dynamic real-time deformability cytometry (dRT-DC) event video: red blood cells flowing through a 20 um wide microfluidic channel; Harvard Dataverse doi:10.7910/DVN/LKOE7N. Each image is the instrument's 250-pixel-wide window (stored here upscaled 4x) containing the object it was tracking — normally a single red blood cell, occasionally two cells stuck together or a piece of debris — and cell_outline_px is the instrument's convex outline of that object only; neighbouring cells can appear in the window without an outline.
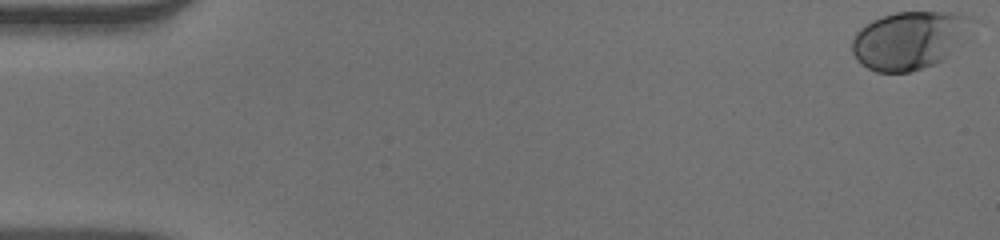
{"species": "human", "species_latin": "Homo sapiens", "temperature_condition": "warm", "stored_images_in_passage": 54, "camera_frame_rate_fps": 3000, "um_per_image_px": 0.085, "donor": {"sex": "male"}, "frame": {"image": 1, "passage_image": 1, "time_ms": 0.0, "image_size_px": [1000, 240], "cell_outline_px": [[976, 20], [968, 40], [964, 44], [944, 60], [936, 64], [908, 72], [876, 72], [860, 64], [856, 60], [852, 52], [852, 40], [856, 32], [860, 28], [872, 20], [896, 12], [948, 12], [972, 16]], "centroid_in_image_um": [77.39, 3.42], "position_along_channel_um": 7.6, "area_um2": 41.5}}
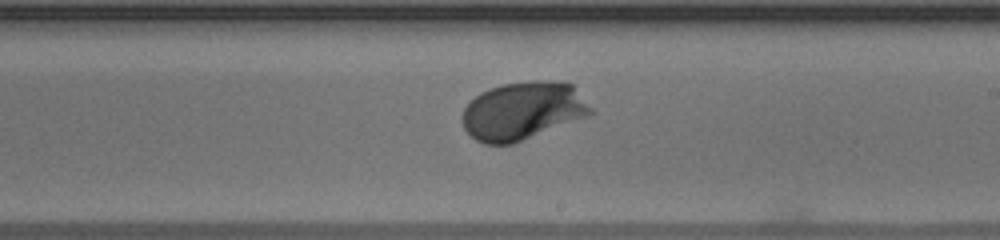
{"frame": {"image": 2, "passage_image": 32, "time_ms": 10.333, "image_size_px": [1000, 240], "cell_outline_px": [[596, 112], [588, 116], [512, 144], [484, 144], [476, 140], [464, 128], [460, 116], [464, 108], [480, 92], [488, 88], [504, 84], [528, 80], [556, 80], [572, 84]], "centroid_in_image_um": [44.44, 9.4], "position_along_channel_um": 244.6, "area_um2": 43.64}}
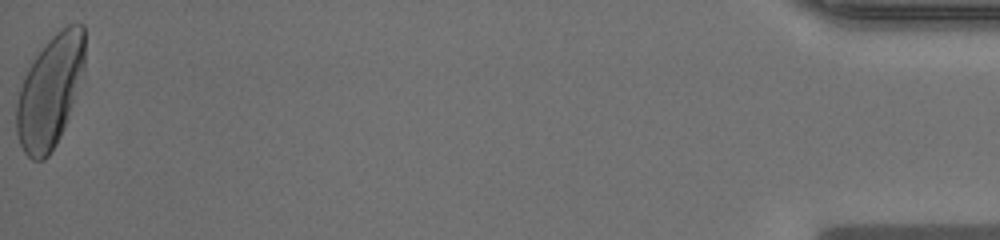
{"frame": {"image": 3, "passage_image": 54, "time_ms": 17.667, "image_size_px": [1000, 240], "cell_outline_px": [[84, 80], [60, 136], [56, 144], [48, 156], [44, 160], [32, 160], [24, 152], [20, 144], [16, 132], [16, 104], [20, 88], [24, 76], [28, 68], [36, 56], [48, 40], [60, 28], [68, 24], [84, 24]], "centroid_in_image_um": [4.27, 7.77], "position_along_channel_um": 430.9, "area_um2": 44.97}, "authors_computed_cell_mechanics": {"area_um2": 40.9802, "velocity_mm_per_s": 3.865, "shape_relaxation_time_tau1_ms": 1.6876, "shape_relaxation_time_tau2_ms": null, "deformation_change_tau1": 0.1347, "deformation_change_tau2": null}}